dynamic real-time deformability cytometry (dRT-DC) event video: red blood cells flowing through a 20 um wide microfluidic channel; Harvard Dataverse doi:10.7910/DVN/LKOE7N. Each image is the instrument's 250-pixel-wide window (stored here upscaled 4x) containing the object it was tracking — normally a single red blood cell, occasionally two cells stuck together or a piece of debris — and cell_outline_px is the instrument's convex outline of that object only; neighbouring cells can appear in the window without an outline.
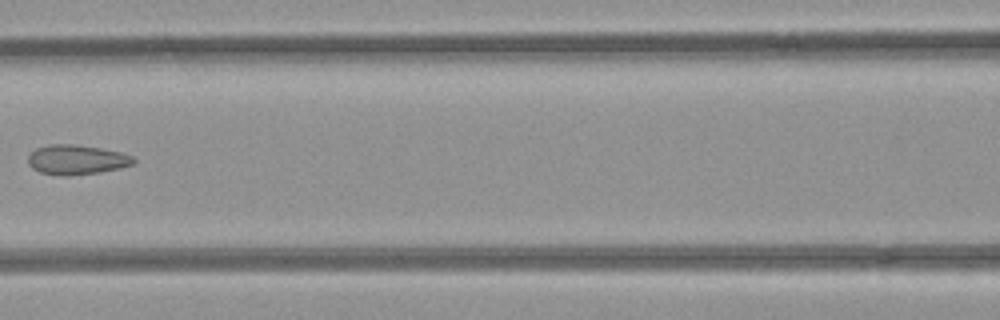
{"species": "common noctule bat (a hibernating species)", "species_latin": "Nyctalus noctula", "temperature_condition": "room temperature", "stored_images_in_passage": 6, "camera_frame_rate_fps": 3000, "um_per_image_px": 0.085, "animal": {"sex": "female", "body_mass_g": 21.9}, "frame": {"image": 1, "passage_image": 6, "time_ms": 1.667, "image_size_px": [1000, 320], "cell_outline_px": [[136, 160], [132, 164], [120, 168], [96, 172], [68, 176], [64, 176], [40, 172], [32, 168], [28, 164], [28, 156], [36, 148], [48, 144], [76, 144], [100, 148], [120, 152], [132, 156]], "centroid_in_image_um": [6.48, 13.56], "position_along_channel_um": 160.1, "area_um2": 18.15}}